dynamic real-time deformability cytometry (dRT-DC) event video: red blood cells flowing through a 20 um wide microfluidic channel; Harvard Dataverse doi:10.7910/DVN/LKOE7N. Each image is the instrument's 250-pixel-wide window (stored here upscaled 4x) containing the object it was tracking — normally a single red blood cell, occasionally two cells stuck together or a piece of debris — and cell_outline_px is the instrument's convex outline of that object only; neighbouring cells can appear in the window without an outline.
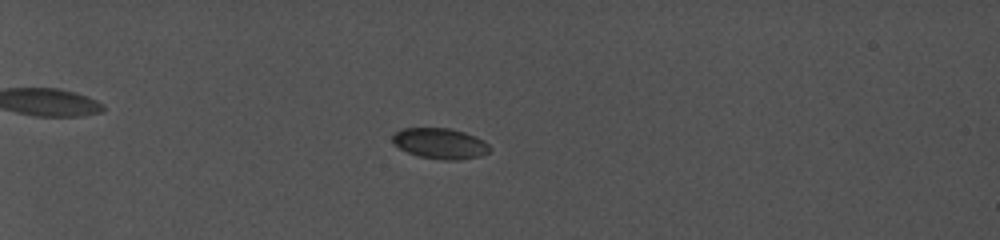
{"species": "common noctule bat (a hibernating species)", "species_latin": "Nyctalus noctula", "temperature_condition": "cold", "stored_images_in_passage": 86, "camera_frame_rate_fps": 5000, "um_per_image_px": 0.085, "animal": {"sex": "female", "body_mass_g": 19.0, "forearm_length_mm": 56.7}, "frame": {"image": 1, "passage_image": 49, "time_ms": 7.8, "image_size_px": [1000, 240], "cell_outline_px": [[488, 152], [480, 156], [460, 160], [444, 160], [420, 156], [408, 152], [400, 148], [392, 140], [392, 136], [396, 132], [404, 128], [448, 128], [472, 136], [488, 144]], "centroid_in_image_um": [37.37, 12.2], "position_along_channel_um": 47.6, "area_um2": 16.82}}
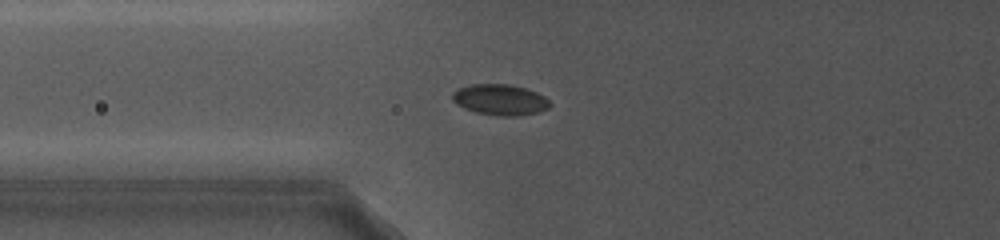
{"frame": {"image": 2, "passage_image": 70, "time_ms": 11.0, "image_size_px": [1000, 240], "cell_outline_px": [[548, 108], [540, 112], [520, 116], [496, 116], [476, 112], [464, 108], [456, 104], [452, 100], [452, 92], [460, 88], [472, 84], [508, 84], [524, 88], [548, 100]], "centroid_in_image_um": [42.44, 8.49], "position_along_channel_um": 83.4, "area_um2": 17.28}}